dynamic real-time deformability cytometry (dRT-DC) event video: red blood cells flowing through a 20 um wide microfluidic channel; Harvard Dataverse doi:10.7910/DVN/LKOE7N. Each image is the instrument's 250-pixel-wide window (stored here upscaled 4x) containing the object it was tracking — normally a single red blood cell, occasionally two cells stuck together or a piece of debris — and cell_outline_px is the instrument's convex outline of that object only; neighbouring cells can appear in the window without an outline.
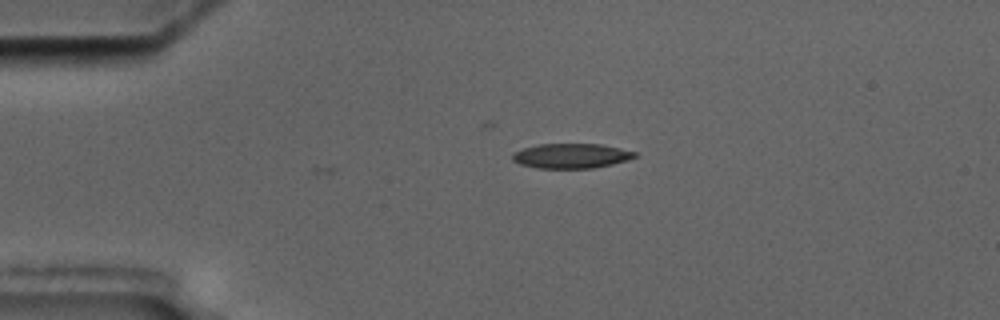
{"species": "common noctule bat (a hibernating species)", "species_latin": "Nyctalus noctula", "temperature_condition": "cold", "stored_images_in_passage": 4, "camera_frame_rate_fps": 3000, "um_per_image_px": 0.085, "animal": {"sex": "male", "body_mass_g": 17.5, "forearm_length_mm": 52.3}, "frame": {"image": 1, "passage_image": 4, "time_ms": 3.667, "image_size_px": [1000, 320], "cell_outline_px": [[636, 156], [628, 160], [596, 168], [536, 168], [520, 164], [512, 160], [512, 152], [524, 148], [540, 144], [600, 144], [620, 148], [636, 152]], "centroid_in_image_um": [48.54, 13.25], "position_along_channel_um": 36.5, "area_um2": 17.69}}